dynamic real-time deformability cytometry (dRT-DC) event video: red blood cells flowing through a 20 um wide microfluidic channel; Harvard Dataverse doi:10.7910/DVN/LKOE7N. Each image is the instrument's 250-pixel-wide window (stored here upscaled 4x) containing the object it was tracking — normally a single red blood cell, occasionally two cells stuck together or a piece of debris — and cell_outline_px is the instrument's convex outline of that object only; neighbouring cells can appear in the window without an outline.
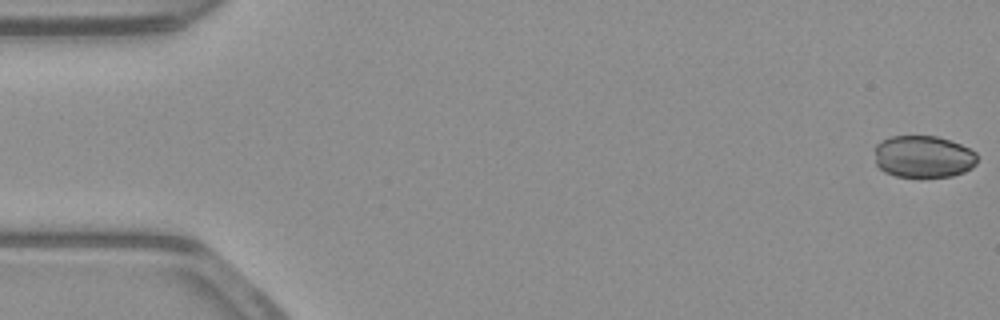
{"species": "common noctule bat (a hibernating species)", "species_latin": "Nyctalus noctula", "temperature_condition": "warm", "stored_images_in_passage": 53, "camera_frame_rate_fps": 3000, "um_per_image_px": 0.085, "animal": {"sex": "male", "body_mass_g": 23.1, "forearm_length_mm": 52.7}, "frame": {"image": 1, "passage_image": 1, "time_ms": 0.0, "image_size_px": [1000, 320], "cell_outline_px": [[976, 164], [972, 168], [964, 172], [952, 176], [896, 176], [884, 172], [876, 164], [876, 144], [880, 140], [892, 136], [936, 136], [960, 144], [976, 152]], "centroid_in_image_um": [78.48, 13.31], "position_along_channel_um": 6.5, "area_um2": 25.03}}
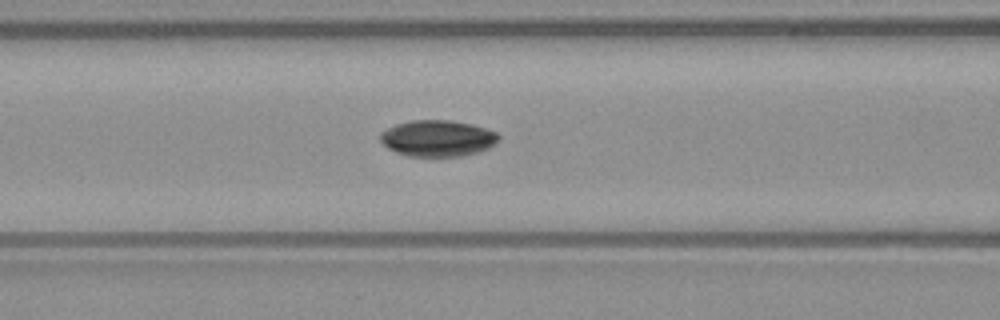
{"frame": {"image": 2, "passage_image": 22, "time_ms": 7.0, "image_size_px": [1000, 320], "cell_outline_px": [[500, 136], [488, 148], [476, 152], [460, 156], [408, 156], [396, 152], [388, 148], [380, 140], [380, 132], [396, 124], [412, 120], [448, 120], [472, 124], [496, 132]], "centroid_in_image_um": [37.16, 11.75], "position_along_channel_um": 129.4, "area_um2": 24.74}}
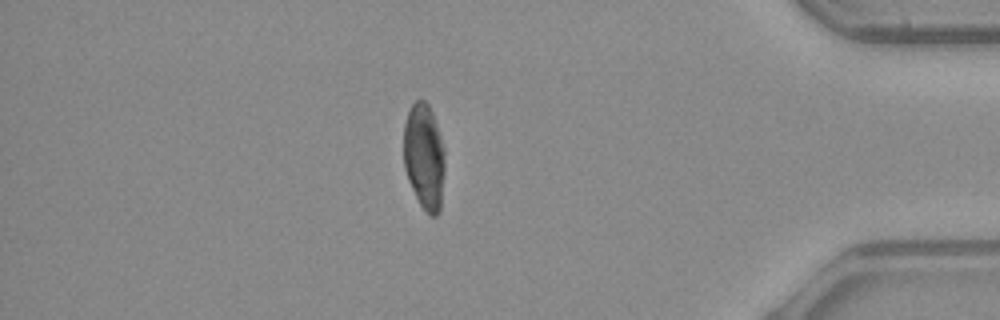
{"frame": {"image": 3, "passage_image": 46, "time_ms": 15.0, "image_size_px": [1000, 320], "cell_outline_px": [[444, 168], [440, 212], [436, 216], [428, 216], [420, 204], [408, 180], [404, 168], [404, 124], [408, 108], [416, 100], [424, 100], [428, 104], [432, 112], [444, 148]], "centroid_in_image_um": [36.04, 13.32], "position_along_channel_um": 399.2, "area_um2": 25.49}, "authors_computed_cell_mechanics": {"area_um2": 25.6054, "velocity_mm_per_s": 3.886, "shape_relaxation_time_tau1_ms": 6.3835, "shape_relaxation_time_tau2_ms": 1.9993, "deformation_change_tau1": 0.1291, "deformation_change_tau2": 0.0134}}